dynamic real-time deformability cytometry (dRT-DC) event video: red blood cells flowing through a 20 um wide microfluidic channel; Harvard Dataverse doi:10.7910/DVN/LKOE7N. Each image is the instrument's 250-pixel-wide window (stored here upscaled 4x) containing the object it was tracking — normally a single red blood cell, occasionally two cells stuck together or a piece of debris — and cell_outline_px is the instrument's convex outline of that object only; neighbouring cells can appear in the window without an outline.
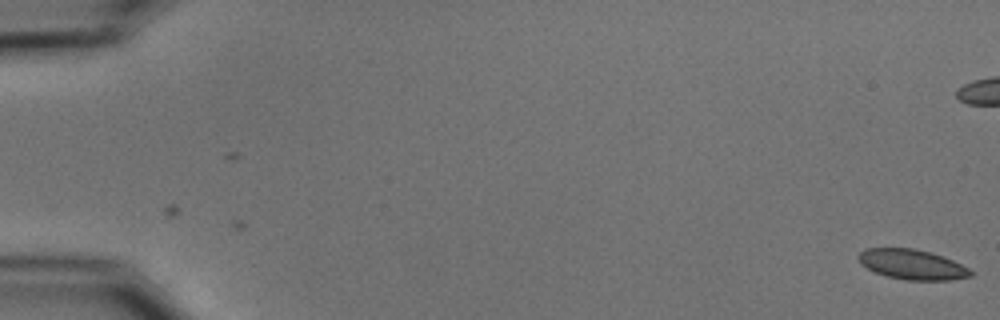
{"species": "common noctule bat (a hibernating species)", "species_latin": "Nyctalus noctula", "temperature_condition": "cold", "stored_images_in_passage": 5, "camera_frame_rate_fps": 3000, "um_per_image_px": 0.085, "animal": {"sex": "male", "body_mass_g": 15.6}, "frame": {"image": 1, "passage_image": 5, "time_ms": 1.333, "image_size_px": [1000, 320], "cell_outline_px": [[972, 276], [948, 280], [908, 280], [888, 276], [876, 272], [860, 264], [856, 256], [864, 248], [916, 248], [932, 252], [952, 260], [968, 268], [972, 272]], "centroid_in_image_um": [77.5, 22.46], "position_along_channel_um": 7.5, "area_um2": 19.59}}